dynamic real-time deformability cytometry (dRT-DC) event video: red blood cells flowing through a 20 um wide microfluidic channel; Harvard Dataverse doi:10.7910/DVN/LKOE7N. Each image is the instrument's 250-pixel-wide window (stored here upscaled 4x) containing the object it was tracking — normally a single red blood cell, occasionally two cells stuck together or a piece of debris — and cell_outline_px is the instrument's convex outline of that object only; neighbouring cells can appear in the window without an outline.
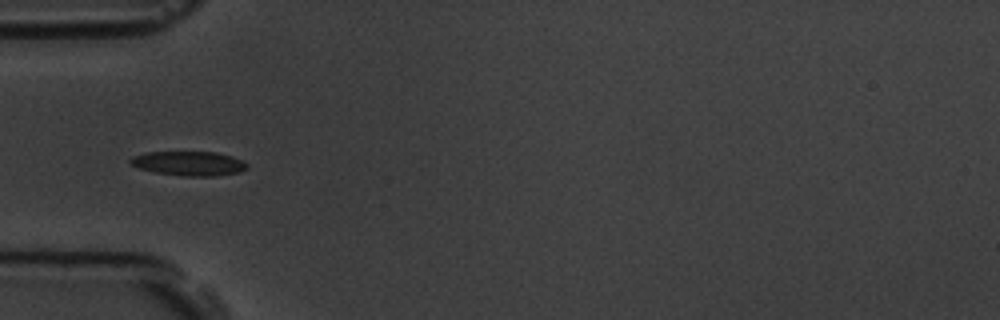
{"species": "common noctule bat (a hibernating species)", "species_latin": "Nyctalus noctula", "temperature_condition": "room temperature", "stored_images_in_passage": 6, "camera_frame_rate_fps": 3000, "um_per_image_px": 0.085, "animal": {"sex": "male", "body_mass_g": 19.5, "forearm_length_mm": 54.6}, "frame": {"image": 1, "passage_image": 4, "time_ms": 4.0, "image_size_px": [1000, 320], "cell_outline_px": [[248, 168], [240, 172], [216, 176], [184, 176], [156, 172], [140, 168], [132, 164], [128, 160], [132, 156], [148, 152], [216, 152], [232, 156], [248, 164]], "centroid_in_image_um": [16.08, 13.89], "position_along_channel_um": 68.9, "area_um2": 16.47}}
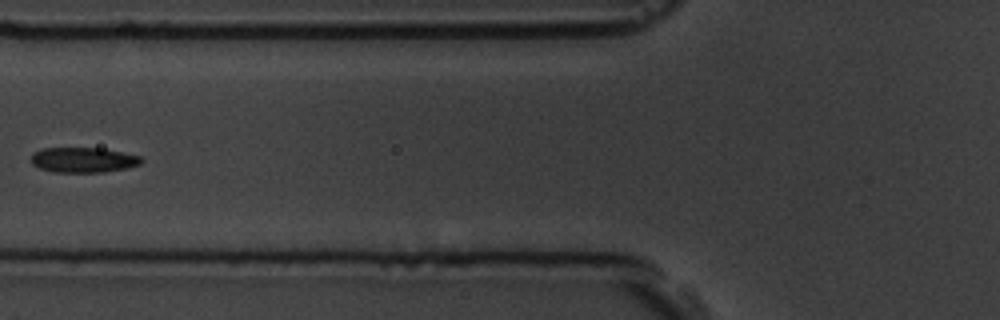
{"frame": {"image": 2, "passage_image": 5, "time_ms": 5.333, "image_size_px": [1000, 320], "cell_outline_px": [[144, 160], [140, 164], [128, 168], [104, 172], [52, 172], [40, 168], [32, 164], [32, 152], [40, 148], [100, 148], [140, 156]], "centroid_in_image_um": [7.06, 13.59], "position_along_channel_um": 118.7, "area_um2": 16.18}}
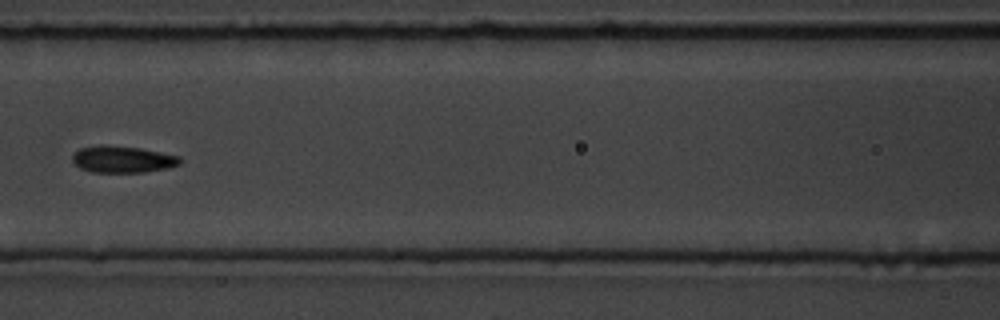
{"frame": {"image": 3, "passage_image": 6, "time_ms": 6.333, "image_size_px": [1000, 320], "cell_outline_px": [[180, 164], [168, 168], [144, 172], [92, 172], [80, 168], [72, 160], [72, 156], [80, 148], [100, 144], [104, 144], [140, 148], [180, 156]], "centroid_in_image_um": [10.41, 13.53], "position_along_channel_um": 156.2, "area_um2": 16.76}}